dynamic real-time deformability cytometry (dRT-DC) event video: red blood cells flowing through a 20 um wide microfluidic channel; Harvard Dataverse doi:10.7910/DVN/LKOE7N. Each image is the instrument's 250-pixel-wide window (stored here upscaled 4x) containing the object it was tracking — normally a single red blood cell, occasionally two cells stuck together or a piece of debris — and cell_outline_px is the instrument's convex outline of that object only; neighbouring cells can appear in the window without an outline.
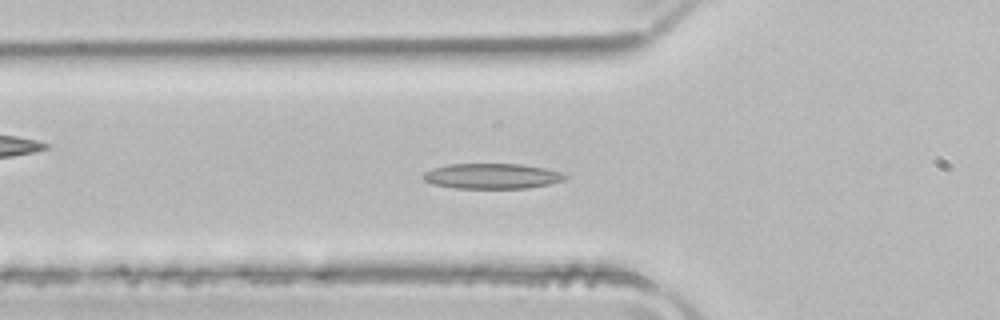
{"species": "common noctule bat (a hibernating species)", "species_latin": "Nyctalus noctula", "temperature_condition": "room temperature", "stored_images_in_passage": 51, "camera_frame_rate_fps": 3000, "um_per_image_px": 0.085, "animal": {"sex": "male", "body_mass_g": 21.5, "forearm_length_mm": 52.0}, "frame": {"image": 1, "passage_image": 17, "time_ms": 5.333, "image_size_px": [1000, 320], "cell_outline_px": [[568, 176], [564, 180], [548, 184], [528, 188], [452, 188], [432, 184], [424, 180], [420, 176], [424, 172], [448, 164], [520, 164], [544, 168], [560, 172]], "centroid_in_image_um": [41.78, 14.97], "position_along_channel_um": 84.0, "area_um2": 20.87}}
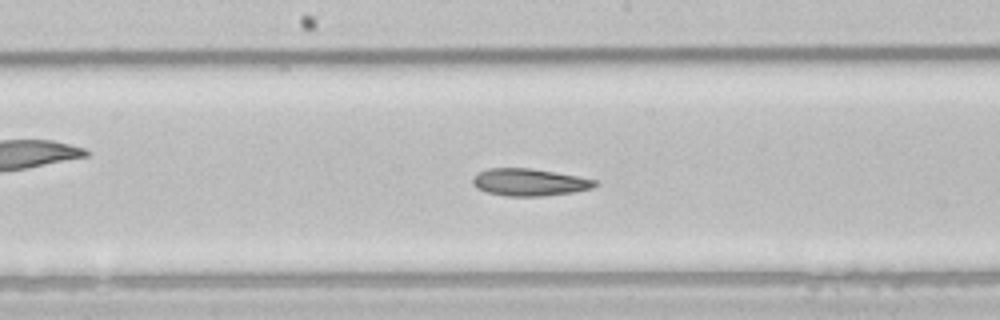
{"frame": {"image": 2, "passage_image": 26, "time_ms": 8.333, "image_size_px": [1000, 320], "cell_outline_px": [[596, 184], [592, 188], [572, 192], [544, 196], [508, 196], [488, 192], [476, 188], [472, 184], [472, 180], [480, 172], [488, 168], [528, 168], [576, 176], [596, 180]], "centroid_in_image_um": [44.97, 15.49], "position_along_channel_um": 203.2, "area_um2": 19.02}}
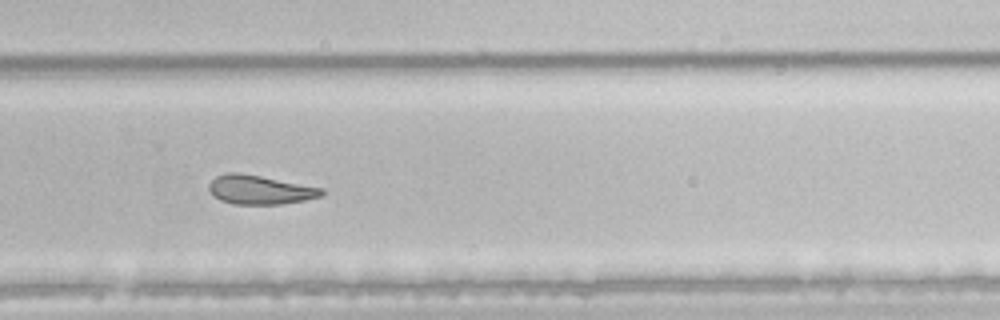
{"frame": {"image": 3, "passage_image": 34, "time_ms": 11.0, "image_size_px": [1000, 320], "cell_outline_px": [[324, 192], [320, 196], [304, 200], [280, 204], [232, 204], [220, 200], [208, 188], [208, 184], [216, 176], [228, 172], [236, 172], [260, 176], [324, 188]], "centroid_in_image_um": [22.08, 16.13], "position_along_channel_um": 307.7, "area_um2": 18.84}, "authors_computed_cell_mechanics": {"area_um2": 21.386, "velocity_mm_per_s": 3.9457, "shape_relaxation_time_tau1_ms": null, "shape_relaxation_time_tau2_ms": 5.0205, "deformation_change_tau1": null, "deformation_change_tau2": 0.1345}}